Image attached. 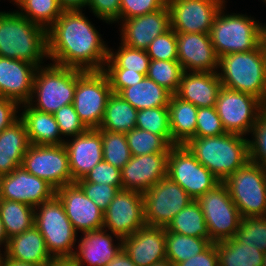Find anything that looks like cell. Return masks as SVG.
Wrapping results in <instances>:
<instances>
[{
	"label": "cell",
	"instance_id": "33",
	"mask_svg": "<svg viewBox=\"0 0 266 266\" xmlns=\"http://www.w3.org/2000/svg\"><path fill=\"white\" fill-rule=\"evenodd\" d=\"M219 266H262L264 252L236 237L216 242Z\"/></svg>",
	"mask_w": 266,
	"mask_h": 266
},
{
	"label": "cell",
	"instance_id": "65",
	"mask_svg": "<svg viewBox=\"0 0 266 266\" xmlns=\"http://www.w3.org/2000/svg\"><path fill=\"white\" fill-rule=\"evenodd\" d=\"M2 256L3 254L1 253V249H0V262H1Z\"/></svg>",
	"mask_w": 266,
	"mask_h": 266
},
{
	"label": "cell",
	"instance_id": "29",
	"mask_svg": "<svg viewBox=\"0 0 266 266\" xmlns=\"http://www.w3.org/2000/svg\"><path fill=\"white\" fill-rule=\"evenodd\" d=\"M24 107V109H23ZM22 108L20 119L24 122L28 134L29 143L32 145H62L59 126L54 114L41 112L28 103L20 105Z\"/></svg>",
	"mask_w": 266,
	"mask_h": 266
},
{
	"label": "cell",
	"instance_id": "18",
	"mask_svg": "<svg viewBox=\"0 0 266 266\" xmlns=\"http://www.w3.org/2000/svg\"><path fill=\"white\" fill-rule=\"evenodd\" d=\"M66 215L76 232H90L103 229L104 213L89 199L76 184L65 185L56 189Z\"/></svg>",
	"mask_w": 266,
	"mask_h": 266
},
{
	"label": "cell",
	"instance_id": "5",
	"mask_svg": "<svg viewBox=\"0 0 266 266\" xmlns=\"http://www.w3.org/2000/svg\"><path fill=\"white\" fill-rule=\"evenodd\" d=\"M76 85L77 68L53 63L40 66L35 73L28 104L38 111L54 114L62 106L73 104Z\"/></svg>",
	"mask_w": 266,
	"mask_h": 266
},
{
	"label": "cell",
	"instance_id": "25",
	"mask_svg": "<svg viewBox=\"0 0 266 266\" xmlns=\"http://www.w3.org/2000/svg\"><path fill=\"white\" fill-rule=\"evenodd\" d=\"M64 146L68 152L70 171L75 182L103 160L100 129H88L71 140H65Z\"/></svg>",
	"mask_w": 266,
	"mask_h": 266
},
{
	"label": "cell",
	"instance_id": "48",
	"mask_svg": "<svg viewBox=\"0 0 266 266\" xmlns=\"http://www.w3.org/2000/svg\"><path fill=\"white\" fill-rule=\"evenodd\" d=\"M75 183L103 212L119 191L116 186L87 182L84 178L77 180Z\"/></svg>",
	"mask_w": 266,
	"mask_h": 266
},
{
	"label": "cell",
	"instance_id": "58",
	"mask_svg": "<svg viewBox=\"0 0 266 266\" xmlns=\"http://www.w3.org/2000/svg\"><path fill=\"white\" fill-rule=\"evenodd\" d=\"M8 238L6 236V232L4 229V225L3 222L0 218V247L4 245V249L6 248L7 244H8Z\"/></svg>",
	"mask_w": 266,
	"mask_h": 266
},
{
	"label": "cell",
	"instance_id": "7",
	"mask_svg": "<svg viewBox=\"0 0 266 266\" xmlns=\"http://www.w3.org/2000/svg\"><path fill=\"white\" fill-rule=\"evenodd\" d=\"M225 6L218 12L210 32L217 56L256 49L260 44L259 20L246 14H225Z\"/></svg>",
	"mask_w": 266,
	"mask_h": 266
},
{
	"label": "cell",
	"instance_id": "51",
	"mask_svg": "<svg viewBox=\"0 0 266 266\" xmlns=\"http://www.w3.org/2000/svg\"><path fill=\"white\" fill-rule=\"evenodd\" d=\"M110 83L112 93L118 94L122 89L141 82L145 77L139 72L128 71V69H103Z\"/></svg>",
	"mask_w": 266,
	"mask_h": 266
},
{
	"label": "cell",
	"instance_id": "27",
	"mask_svg": "<svg viewBox=\"0 0 266 266\" xmlns=\"http://www.w3.org/2000/svg\"><path fill=\"white\" fill-rule=\"evenodd\" d=\"M3 252L8 259L41 266L54 260L47 251L45 240L35 225L11 237Z\"/></svg>",
	"mask_w": 266,
	"mask_h": 266
},
{
	"label": "cell",
	"instance_id": "43",
	"mask_svg": "<svg viewBox=\"0 0 266 266\" xmlns=\"http://www.w3.org/2000/svg\"><path fill=\"white\" fill-rule=\"evenodd\" d=\"M242 244H250L266 252V216L244 217L235 236Z\"/></svg>",
	"mask_w": 266,
	"mask_h": 266
},
{
	"label": "cell",
	"instance_id": "13",
	"mask_svg": "<svg viewBox=\"0 0 266 266\" xmlns=\"http://www.w3.org/2000/svg\"><path fill=\"white\" fill-rule=\"evenodd\" d=\"M215 108L227 133L246 136L263 111V102L253 95L222 87Z\"/></svg>",
	"mask_w": 266,
	"mask_h": 266
},
{
	"label": "cell",
	"instance_id": "38",
	"mask_svg": "<svg viewBox=\"0 0 266 266\" xmlns=\"http://www.w3.org/2000/svg\"><path fill=\"white\" fill-rule=\"evenodd\" d=\"M119 44L121 46L116 52L109 49L108 59L103 69H128V71H136L146 76L150 63V57L146 50Z\"/></svg>",
	"mask_w": 266,
	"mask_h": 266
},
{
	"label": "cell",
	"instance_id": "49",
	"mask_svg": "<svg viewBox=\"0 0 266 266\" xmlns=\"http://www.w3.org/2000/svg\"><path fill=\"white\" fill-rule=\"evenodd\" d=\"M87 182L116 186L122 189L121 170L102 160L95 165L84 177Z\"/></svg>",
	"mask_w": 266,
	"mask_h": 266
},
{
	"label": "cell",
	"instance_id": "46",
	"mask_svg": "<svg viewBox=\"0 0 266 266\" xmlns=\"http://www.w3.org/2000/svg\"><path fill=\"white\" fill-rule=\"evenodd\" d=\"M227 133L215 107H202L197 111L195 137L219 136Z\"/></svg>",
	"mask_w": 266,
	"mask_h": 266
},
{
	"label": "cell",
	"instance_id": "52",
	"mask_svg": "<svg viewBox=\"0 0 266 266\" xmlns=\"http://www.w3.org/2000/svg\"><path fill=\"white\" fill-rule=\"evenodd\" d=\"M87 7L108 24L120 22V0H89Z\"/></svg>",
	"mask_w": 266,
	"mask_h": 266
},
{
	"label": "cell",
	"instance_id": "17",
	"mask_svg": "<svg viewBox=\"0 0 266 266\" xmlns=\"http://www.w3.org/2000/svg\"><path fill=\"white\" fill-rule=\"evenodd\" d=\"M55 194L56 189L52 185L30 174L23 166L0 177V199L22 202L36 208Z\"/></svg>",
	"mask_w": 266,
	"mask_h": 266
},
{
	"label": "cell",
	"instance_id": "26",
	"mask_svg": "<svg viewBox=\"0 0 266 266\" xmlns=\"http://www.w3.org/2000/svg\"><path fill=\"white\" fill-rule=\"evenodd\" d=\"M221 88L217 72L184 71L175 95L197 108L215 107Z\"/></svg>",
	"mask_w": 266,
	"mask_h": 266
},
{
	"label": "cell",
	"instance_id": "2",
	"mask_svg": "<svg viewBox=\"0 0 266 266\" xmlns=\"http://www.w3.org/2000/svg\"><path fill=\"white\" fill-rule=\"evenodd\" d=\"M0 57L42 66V61L49 58L47 29L16 10L0 12Z\"/></svg>",
	"mask_w": 266,
	"mask_h": 266
},
{
	"label": "cell",
	"instance_id": "3",
	"mask_svg": "<svg viewBox=\"0 0 266 266\" xmlns=\"http://www.w3.org/2000/svg\"><path fill=\"white\" fill-rule=\"evenodd\" d=\"M248 138L235 133L193 137L185 146L220 182L249 160Z\"/></svg>",
	"mask_w": 266,
	"mask_h": 266
},
{
	"label": "cell",
	"instance_id": "16",
	"mask_svg": "<svg viewBox=\"0 0 266 266\" xmlns=\"http://www.w3.org/2000/svg\"><path fill=\"white\" fill-rule=\"evenodd\" d=\"M103 213V229L121 238L133 235L146 225L143 193L120 189Z\"/></svg>",
	"mask_w": 266,
	"mask_h": 266
},
{
	"label": "cell",
	"instance_id": "47",
	"mask_svg": "<svg viewBox=\"0 0 266 266\" xmlns=\"http://www.w3.org/2000/svg\"><path fill=\"white\" fill-rule=\"evenodd\" d=\"M62 136L75 137L85 133L88 128L80 120L73 104L62 106L54 113Z\"/></svg>",
	"mask_w": 266,
	"mask_h": 266
},
{
	"label": "cell",
	"instance_id": "8",
	"mask_svg": "<svg viewBox=\"0 0 266 266\" xmlns=\"http://www.w3.org/2000/svg\"><path fill=\"white\" fill-rule=\"evenodd\" d=\"M223 183L242 218L266 216V169L248 160Z\"/></svg>",
	"mask_w": 266,
	"mask_h": 266
},
{
	"label": "cell",
	"instance_id": "1",
	"mask_svg": "<svg viewBox=\"0 0 266 266\" xmlns=\"http://www.w3.org/2000/svg\"><path fill=\"white\" fill-rule=\"evenodd\" d=\"M48 59L83 71H101L109 48L82 10H63L47 30Z\"/></svg>",
	"mask_w": 266,
	"mask_h": 266
},
{
	"label": "cell",
	"instance_id": "21",
	"mask_svg": "<svg viewBox=\"0 0 266 266\" xmlns=\"http://www.w3.org/2000/svg\"><path fill=\"white\" fill-rule=\"evenodd\" d=\"M176 38L178 62L183 71L218 72L219 57L210 34L176 33Z\"/></svg>",
	"mask_w": 266,
	"mask_h": 266
},
{
	"label": "cell",
	"instance_id": "15",
	"mask_svg": "<svg viewBox=\"0 0 266 266\" xmlns=\"http://www.w3.org/2000/svg\"><path fill=\"white\" fill-rule=\"evenodd\" d=\"M225 0H167L171 28L176 33L210 34Z\"/></svg>",
	"mask_w": 266,
	"mask_h": 266
},
{
	"label": "cell",
	"instance_id": "11",
	"mask_svg": "<svg viewBox=\"0 0 266 266\" xmlns=\"http://www.w3.org/2000/svg\"><path fill=\"white\" fill-rule=\"evenodd\" d=\"M167 176L179 184L193 200L220 183L185 145H174L170 148Z\"/></svg>",
	"mask_w": 266,
	"mask_h": 266
},
{
	"label": "cell",
	"instance_id": "41",
	"mask_svg": "<svg viewBox=\"0 0 266 266\" xmlns=\"http://www.w3.org/2000/svg\"><path fill=\"white\" fill-rule=\"evenodd\" d=\"M183 72L178 60H150L146 76L163 86L171 94H175Z\"/></svg>",
	"mask_w": 266,
	"mask_h": 266
},
{
	"label": "cell",
	"instance_id": "60",
	"mask_svg": "<svg viewBox=\"0 0 266 266\" xmlns=\"http://www.w3.org/2000/svg\"><path fill=\"white\" fill-rule=\"evenodd\" d=\"M260 47H266V24L260 23Z\"/></svg>",
	"mask_w": 266,
	"mask_h": 266
},
{
	"label": "cell",
	"instance_id": "31",
	"mask_svg": "<svg viewBox=\"0 0 266 266\" xmlns=\"http://www.w3.org/2000/svg\"><path fill=\"white\" fill-rule=\"evenodd\" d=\"M137 111L168 106L171 93L154 80L145 76L141 82L122 89L119 93Z\"/></svg>",
	"mask_w": 266,
	"mask_h": 266
},
{
	"label": "cell",
	"instance_id": "34",
	"mask_svg": "<svg viewBox=\"0 0 266 266\" xmlns=\"http://www.w3.org/2000/svg\"><path fill=\"white\" fill-rule=\"evenodd\" d=\"M0 218L10 239L34 225L35 208L22 202L0 199Z\"/></svg>",
	"mask_w": 266,
	"mask_h": 266
},
{
	"label": "cell",
	"instance_id": "44",
	"mask_svg": "<svg viewBox=\"0 0 266 266\" xmlns=\"http://www.w3.org/2000/svg\"><path fill=\"white\" fill-rule=\"evenodd\" d=\"M252 139L248 140L249 160L266 169V112L259 114L251 130Z\"/></svg>",
	"mask_w": 266,
	"mask_h": 266
},
{
	"label": "cell",
	"instance_id": "37",
	"mask_svg": "<svg viewBox=\"0 0 266 266\" xmlns=\"http://www.w3.org/2000/svg\"><path fill=\"white\" fill-rule=\"evenodd\" d=\"M12 1L21 9L17 11L20 15L47 30L63 11L58 0H11L10 3Z\"/></svg>",
	"mask_w": 266,
	"mask_h": 266
},
{
	"label": "cell",
	"instance_id": "35",
	"mask_svg": "<svg viewBox=\"0 0 266 266\" xmlns=\"http://www.w3.org/2000/svg\"><path fill=\"white\" fill-rule=\"evenodd\" d=\"M166 229L181 235L210 240V234L204 214L196 200H192L186 207H184L173 218Z\"/></svg>",
	"mask_w": 266,
	"mask_h": 266
},
{
	"label": "cell",
	"instance_id": "22",
	"mask_svg": "<svg viewBox=\"0 0 266 266\" xmlns=\"http://www.w3.org/2000/svg\"><path fill=\"white\" fill-rule=\"evenodd\" d=\"M107 231L99 229L82 233L78 248L70 259L74 266H107L122 249V238ZM114 236L118 244L114 243Z\"/></svg>",
	"mask_w": 266,
	"mask_h": 266
},
{
	"label": "cell",
	"instance_id": "36",
	"mask_svg": "<svg viewBox=\"0 0 266 266\" xmlns=\"http://www.w3.org/2000/svg\"><path fill=\"white\" fill-rule=\"evenodd\" d=\"M211 244L208 239L181 235L165 228L166 258L174 265L202 253Z\"/></svg>",
	"mask_w": 266,
	"mask_h": 266
},
{
	"label": "cell",
	"instance_id": "20",
	"mask_svg": "<svg viewBox=\"0 0 266 266\" xmlns=\"http://www.w3.org/2000/svg\"><path fill=\"white\" fill-rule=\"evenodd\" d=\"M169 153H152L131 156L121 169L122 189L146 192L161 179L167 177Z\"/></svg>",
	"mask_w": 266,
	"mask_h": 266
},
{
	"label": "cell",
	"instance_id": "4",
	"mask_svg": "<svg viewBox=\"0 0 266 266\" xmlns=\"http://www.w3.org/2000/svg\"><path fill=\"white\" fill-rule=\"evenodd\" d=\"M218 73L222 87L266 98V70L260 46L248 52L231 53L219 57ZM221 71V72H220Z\"/></svg>",
	"mask_w": 266,
	"mask_h": 266
},
{
	"label": "cell",
	"instance_id": "14",
	"mask_svg": "<svg viewBox=\"0 0 266 266\" xmlns=\"http://www.w3.org/2000/svg\"><path fill=\"white\" fill-rule=\"evenodd\" d=\"M22 166L30 174L46 180L55 189L75 183L64 144H30L23 157Z\"/></svg>",
	"mask_w": 266,
	"mask_h": 266
},
{
	"label": "cell",
	"instance_id": "54",
	"mask_svg": "<svg viewBox=\"0 0 266 266\" xmlns=\"http://www.w3.org/2000/svg\"><path fill=\"white\" fill-rule=\"evenodd\" d=\"M19 106L14 100L0 97V132L20 118L17 116Z\"/></svg>",
	"mask_w": 266,
	"mask_h": 266
},
{
	"label": "cell",
	"instance_id": "40",
	"mask_svg": "<svg viewBox=\"0 0 266 266\" xmlns=\"http://www.w3.org/2000/svg\"><path fill=\"white\" fill-rule=\"evenodd\" d=\"M136 128L160 135L172 146L168 106L138 110Z\"/></svg>",
	"mask_w": 266,
	"mask_h": 266
},
{
	"label": "cell",
	"instance_id": "24",
	"mask_svg": "<svg viewBox=\"0 0 266 266\" xmlns=\"http://www.w3.org/2000/svg\"><path fill=\"white\" fill-rule=\"evenodd\" d=\"M37 66L29 62L0 57V97L28 103Z\"/></svg>",
	"mask_w": 266,
	"mask_h": 266
},
{
	"label": "cell",
	"instance_id": "6",
	"mask_svg": "<svg viewBox=\"0 0 266 266\" xmlns=\"http://www.w3.org/2000/svg\"><path fill=\"white\" fill-rule=\"evenodd\" d=\"M34 225L45 240L47 251L53 259L70 260L78 233L68 219L61 200L55 194L35 208Z\"/></svg>",
	"mask_w": 266,
	"mask_h": 266
},
{
	"label": "cell",
	"instance_id": "12",
	"mask_svg": "<svg viewBox=\"0 0 266 266\" xmlns=\"http://www.w3.org/2000/svg\"><path fill=\"white\" fill-rule=\"evenodd\" d=\"M193 199L168 176L143 193L146 225L166 228Z\"/></svg>",
	"mask_w": 266,
	"mask_h": 266
},
{
	"label": "cell",
	"instance_id": "64",
	"mask_svg": "<svg viewBox=\"0 0 266 266\" xmlns=\"http://www.w3.org/2000/svg\"><path fill=\"white\" fill-rule=\"evenodd\" d=\"M263 111L266 112V98H265V100H264V102H263Z\"/></svg>",
	"mask_w": 266,
	"mask_h": 266
},
{
	"label": "cell",
	"instance_id": "42",
	"mask_svg": "<svg viewBox=\"0 0 266 266\" xmlns=\"http://www.w3.org/2000/svg\"><path fill=\"white\" fill-rule=\"evenodd\" d=\"M103 160L120 170L130 161L131 153L123 133L101 130Z\"/></svg>",
	"mask_w": 266,
	"mask_h": 266
},
{
	"label": "cell",
	"instance_id": "45",
	"mask_svg": "<svg viewBox=\"0 0 266 266\" xmlns=\"http://www.w3.org/2000/svg\"><path fill=\"white\" fill-rule=\"evenodd\" d=\"M150 60H178L176 32L171 28L156 37L146 49Z\"/></svg>",
	"mask_w": 266,
	"mask_h": 266
},
{
	"label": "cell",
	"instance_id": "10",
	"mask_svg": "<svg viewBox=\"0 0 266 266\" xmlns=\"http://www.w3.org/2000/svg\"><path fill=\"white\" fill-rule=\"evenodd\" d=\"M196 201L204 214L212 243L236 236L242 217L223 182Z\"/></svg>",
	"mask_w": 266,
	"mask_h": 266
},
{
	"label": "cell",
	"instance_id": "23",
	"mask_svg": "<svg viewBox=\"0 0 266 266\" xmlns=\"http://www.w3.org/2000/svg\"><path fill=\"white\" fill-rule=\"evenodd\" d=\"M122 248L136 266H152L166 258L165 228L145 225L122 238Z\"/></svg>",
	"mask_w": 266,
	"mask_h": 266
},
{
	"label": "cell",
	"instance_id": "9",
	"mask_svg": "<svg viewBox=\"0 0 266 266\" xmlns=\"http://www.w3.org/2000/svg\"><path fill=\"white\" fill-rule=\"evenodd\" d=\"M111 94L109 80L102 70L77 69L73 105L80 120L88 129L99 128Z\"/></svg>",
	"mask_w": 266,
	"mask_h": 266
},
{
	"label": "cell",
	"instance_id": "50",
	"mask_svg": "<svg viewBox=\"0 0 266 266\" xmlns=\"http://www.w3.org/2000/svg\"><path fill=\"white\" fill-rule=\"evenodd\" d=\"M167 0H120V21L162 9Z\"/></svg>",
	"mask_w": 266,
	"mask_h": 266
},
{
	"label": "cell",
	"instance_id": "32",
	"mask_svg": "<svg viewBox=\"0 0 266 266\" xmlns=\"http://www.w3.org/2000/svg\"><path fill=\"white\" fill-rule=\"evenodd\" d=\"M137 114L138 111L129 102L112 93L98 129L127 134L136 128Z\"/></svg>",
	"mask_w": 266,
	"mask_h": 266
},
{
	"label": "cell",
	"instance_id": "62",
	"mask_svg": "<svg viewBox=\"0 0 266 266\" xmlns=\"http://www.w3.org/2000/svg\"><path fill=\"white\" fill-rule=\"evenodd\" d=\"M264 58L265 70H266V47H260Z\"/></svg>",
	"mask_w": 266,
	"mask_h": 266
},
{
	"label": "cell",
	"instance_id": "30",
	"mask_svg": "<svg viewBox=\"0 0 266 266\" xmlns=\"http://www.w3.org/2000/svg\"><path fill=\"white\" fill-rule=\"evenodd\" d=\"M168 109L172 146L185 145L195 137L198 108L175 94H171Z\"/></svg>",
	"mask_w": 266,
	"mask_h": 266
},
{
	"label": "cell",
	"instance_id": "19",
	"mask_svg": "<svg viewBox=\"0 0 266 266\" xmlns=\"http://www.w3.org/2000/svg\"><path fill=\"white\" fill-rule=\"evenodd\" d=\"M121 21V43L142 50H146L156 37L171 29L167 4L158 11Z\"/></svg>",
	"mask_w": 266,
	"mask_h": 266
},
{
	"label": "cell",
	"instance_id": "39",
	"mask_svg": "<svg viewBox=\"0 0 266 266\" xmlns=\"http://www.w3.org/2000/svg\"><path fill=\"white\" fill-rule=\"evenodd\" d=\"M125 135L131 156H141L152 153H169V150L172 147L160 135L143 129L134 128Z\"/></svg>",
	"mask_w": 266,
	"mask_h": 266
},
{
	"label": "cell",
	"instance_id": "28",
	"mask_svg": "<svg viewBox=\"0 0 266 266\" xmlns=\"http://www.w3.org/2000/svg\"><path fill=\"white\" fill-rule=\"evenodd\" d=\"M29 146L26 126L20 118L0 132V177L22 166Z\"/></svg>",
	"mask_w": 266,
	"mask_h": 266
},
{
	"label": "cell",
	"instance_id": "53",
	"mask_svg": "<svg viewBox=\"0 0 266 266\" xmlns=\"http://www.w3.org/2000/svg\"><path fill=\"white\" fill-rule=\"evenodd\" d=\"M175 266H219L216 243H212L205 251L177 263Z\"/></svg>",
	"mask_w": 266,
	"mask_h": 266
},
{
	"label": "cell",
	"instance_id": "56",
	"mask_svg": "<svg viewBox=\"0 0 266 266\" xmlns=\"http://www.w3.org/2000/svg\"><path fill=\"white\" fill-rule=\"evenodd\" d=\"M89 0H58L63 10H83L87 8Z\"/></svg>",
	"mask_w": 266,
	"mask_h": 266
},
{
	"label": "cell",
	"instance_id": "55",
	"mask_svg": "<svg viewBox=\"0 0 266 266\" xmlns=\"http://www.w3.org/2000/svg\"><path fill=\"white\" fill-rule=\"evenodd\" d=\"M107 266H136L128 254L122 248L119 253L107 264Z\"/></svg>",
	"mask_w": 266,
	"mask_h": 266
},
{
	"label": "cell",
	"instance_id": "57",
	"mask_svg": "<svg viewBox=\"0 0 266 266\" xmlns=\"http://www.w3.org/2000/svg\"><path fill=\"white\" fill-rule=\"evenodd\" d=\"M3 256L0 262V266H41L38 264H32V263H26V262L8 259L5 255Z\"/></svg>",
	"mask_w": 266,
	"mask_h": 266
},
{
	"label": "cell",
	"instance_id": "59",
	"mask_svg": "<svg viewBox=\"0 0 266 266\" xmlns=\"http://www.w3.org/2000/svg\"><path fill=\"white\" fill-rule=\"evenodd\" d=\"M44 266H74L71 260H58L54 259L52 262L45 264Z\"/></svg>",
	"mask_w": 266,
	"mask_h": 266
},
{
	"label": "cell",
	"instance_id": "63",
	"mask_svg": "<svg viewBox=\"0 0 266 266\" xmlns=\"http://www.w3.org/2000/svg\"><path fill=\"white\" fill-rule=\"evenodd\" d=\"M262 266H266V252L264 253Z\"/></svg>",
	"mask_w": 266,
	"mask_h": 266
},
{
	"label": "cell",
	"instance_id": "61",
	"mask_svg": "<svg viewBox=\"0 0 266 266\" xmlns=\"http://www.w3.org/2000/svg\"><path fill=\"white\" fill-rule=\"evenodd\" d=\"M152 266H175L170 260L165 259L161 262L154 263Z\"/></svg>",
	"mask_w": 266,
	"mask_h": 266
}]
</instances>
